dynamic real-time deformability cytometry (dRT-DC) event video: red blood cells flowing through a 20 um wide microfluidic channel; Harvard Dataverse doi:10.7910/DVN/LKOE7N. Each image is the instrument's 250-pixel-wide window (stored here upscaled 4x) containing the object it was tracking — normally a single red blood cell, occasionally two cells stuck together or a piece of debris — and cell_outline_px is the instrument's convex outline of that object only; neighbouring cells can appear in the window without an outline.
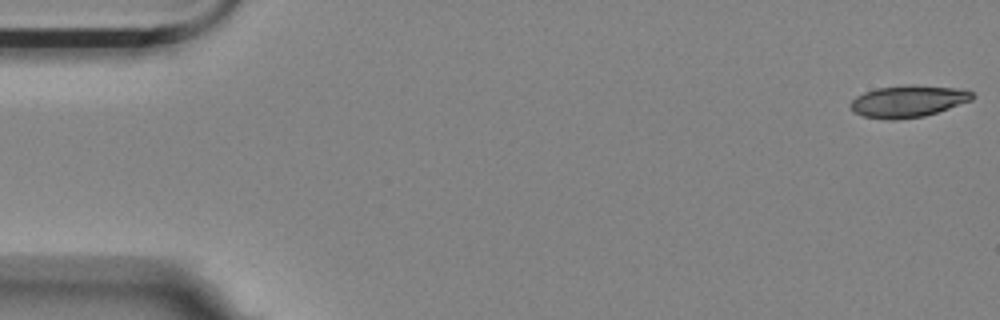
{"species": "Egyptian fruit bat (a non-hibernating species)", "species_latin": "Rousettus aegyptiacus", "temperature_condition": "room temperature", "stored_images_in_passage": 11, "camera_frame_rate_fps": 3000, "um_per_image_px": 0.085, "animal": {"sex": "female"}, "frame": {"image": 1, "passage_image": 1, "time_ms": 0.0, "image_size_px": [1000, 320], "cell_outline_px": [[976, 96], [972, 100], [924, 116], [896, 120], [888, 120], [864, 116], [856, 112], [848, 104], [856, 96], [864, 92], [876, 88], [908, 84], [912, 84], [956, 88], [972, 92]], "centroid_in_image_um": [77.17, 8.6], "position_along_channel_um": 7.8, "area_um2": 22.6}}